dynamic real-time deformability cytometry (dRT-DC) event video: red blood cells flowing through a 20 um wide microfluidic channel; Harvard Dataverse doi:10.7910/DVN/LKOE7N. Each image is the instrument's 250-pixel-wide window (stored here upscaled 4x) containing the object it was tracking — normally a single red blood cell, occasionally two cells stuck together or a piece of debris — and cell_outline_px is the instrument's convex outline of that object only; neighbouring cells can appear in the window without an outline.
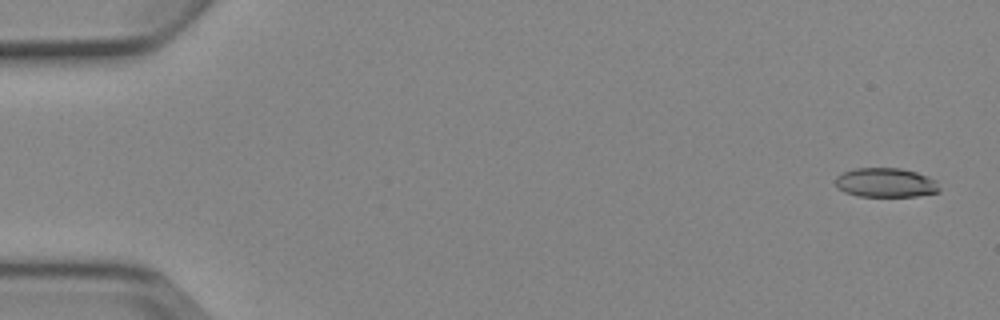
{"species": "Egyptian fruit bat (a non-hibernating species)", "species_latin": "Rousettus aegyptiacus", "temperature_condition": "cold", "stored_images_in_passage": 5, "camera_frame_rate_fps": 3000, "um_per_image_px": 0.085, "animal": {"sex": "female"}, "frame": {"image": 1, "passage_image": 1, "time_ms": 0.0, "image_size_px": [1000, 320], "cell_outline_px": [[940, 192], [916, 196], [856, 196], [844, 192], [836, 188], [836, 176], [852, 168], [900, 168], [916, 172], [928, 176], [936, 180], [940, 188]], "centroid_in_image_um": [75.28, 15.52], "position_along_channel_um": 9.7, "area_um2": 17.92}}
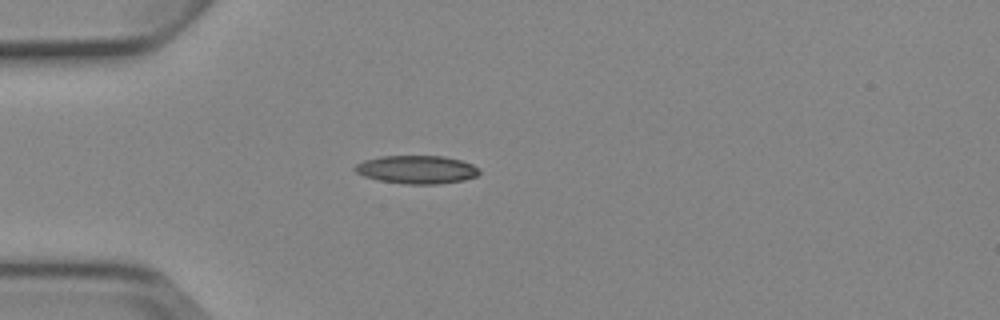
{"frame": {"image": 2, "passage_image": 4, "time_ms": 4.333, "image_size_px": [1000, 320], "cell_outline_px": [[480, 172], [476, 176], [464, 180], [436, 184], [404, 184], [380, 180], [364, 176], [356, 172], [352, 168], [356, 164], [364, 160], [380, 156], [444, 156], [460, 160], [472, 164], [480, 168]], "centroid_in_image_um": [35.42, 14.41], "position_along_channel_um": 49.6, "area_um2": 20.46}}